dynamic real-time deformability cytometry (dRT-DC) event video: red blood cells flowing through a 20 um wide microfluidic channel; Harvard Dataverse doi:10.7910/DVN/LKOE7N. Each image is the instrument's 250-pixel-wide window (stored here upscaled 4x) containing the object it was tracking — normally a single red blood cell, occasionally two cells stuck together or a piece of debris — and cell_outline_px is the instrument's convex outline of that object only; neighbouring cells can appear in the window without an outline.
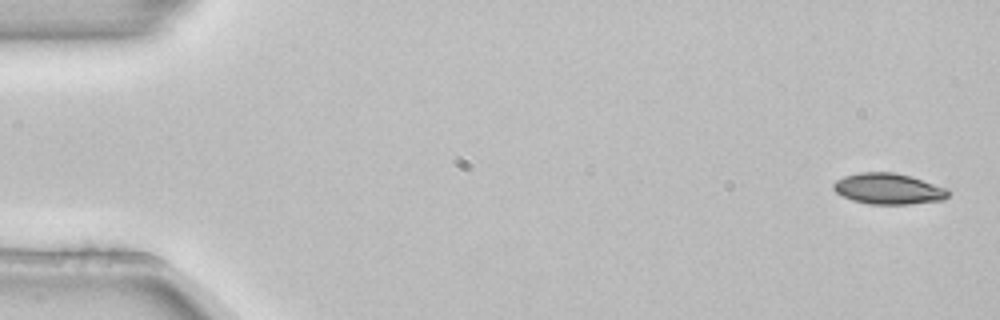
{"species": "common noctule bat (a hibernating species)", "species_latin": "Nyctalus noctula", "temperature_condition": "room temperature", "stored_images_in_passage": 6, "camera_frame_rate_fps": 3000, "um_per_image_px": 0.085, "animal": {"sex": "female", "body_mass_g": 22.7, "forearm_length_mm": 54.2}, "frame": {"image": 1, "passage_image": 1, "time_ms": 0.0, "image_size_px": [1000, 320], "cell_outline_px": [[952, 192], [944, 200], [908, 204], [868, 204], [852, 200], [836, 192], [832, 188], [832, 184], [836, 180], [844, 176], [860, 172], [892, 172], [912, 176], [948, 188]], "centroid_in_image_um": [75.55, 16.04], "position_along_channel_um": 9.5, "area_um2": 20.92}}
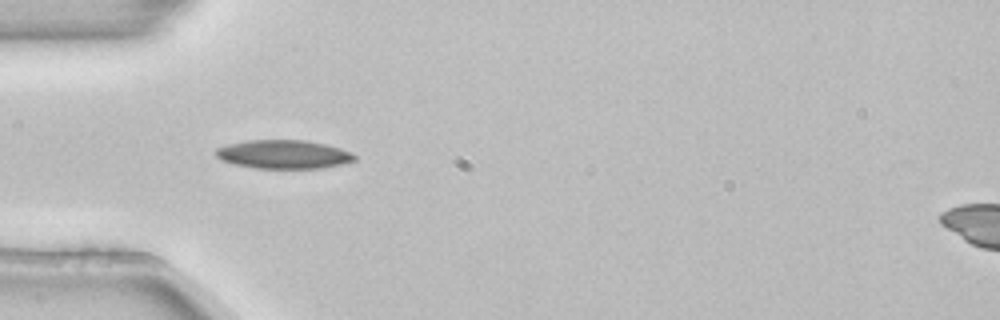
{"frame": {"image": 2, "passage_image": 4, "time_ms": 1.0, "image_size_px": [1000, 320], "cell_outline_px": [[356, 160], [340, 164], [320, 168], [256, 168], [232, 164], [220, 160], [216, 156], [216, 148], [228, 144], [248, 140], [304, 140], [324, 144], [340, 148], [352, 152], [356, 156]], "centroid_in_image_um": [24.08, 13.12], "position_along_channel_um": 60.9, "area_um2": 23.12}}